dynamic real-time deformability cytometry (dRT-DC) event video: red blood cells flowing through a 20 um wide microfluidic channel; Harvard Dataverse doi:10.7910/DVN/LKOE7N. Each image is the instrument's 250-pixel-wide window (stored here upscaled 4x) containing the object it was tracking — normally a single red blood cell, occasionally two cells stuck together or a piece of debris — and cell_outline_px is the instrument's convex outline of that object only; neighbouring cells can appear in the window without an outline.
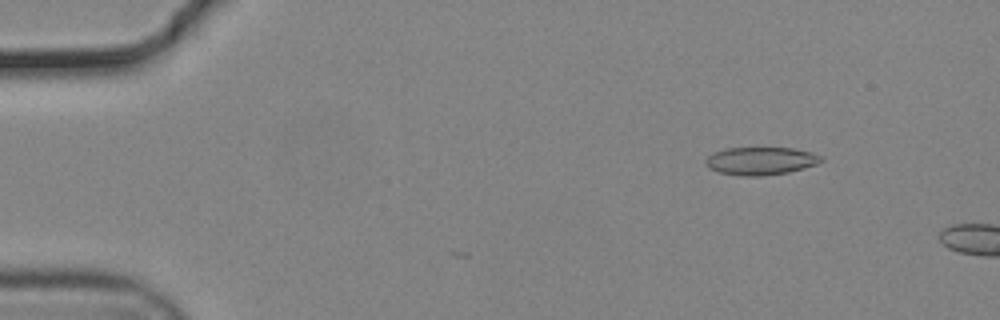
{"species": "common noctule bat (a hibernating species)", "species_latin": "Nyctalus noctula", "temperature_condition": "cold", "stored_images_in_passage": 3, "camera_frame_rate_fps": 3000, "um_per_image_px": 0.085, "animal": {"sex": "male", "body_mass_g": 19.2, "forearm_length_mm": 51.8}, "frame": {"image": 1, "passage_image": 3, "time_ms": 0.667, "image_size_px": [1000, 320], "cell_outline_px": [[824, 160], [816, 164], [804, 168], [788, 172], [760, 176], [744, 176], [720, 172], [708, 168], [704, 160], [712, 152], [728, 148], [796, 148], [812, 152], [824, 156]], "centroid_in_image_um": [64.68, 13.67], "position_along_channel_um": 20.3, "area_um2": 18.84}}